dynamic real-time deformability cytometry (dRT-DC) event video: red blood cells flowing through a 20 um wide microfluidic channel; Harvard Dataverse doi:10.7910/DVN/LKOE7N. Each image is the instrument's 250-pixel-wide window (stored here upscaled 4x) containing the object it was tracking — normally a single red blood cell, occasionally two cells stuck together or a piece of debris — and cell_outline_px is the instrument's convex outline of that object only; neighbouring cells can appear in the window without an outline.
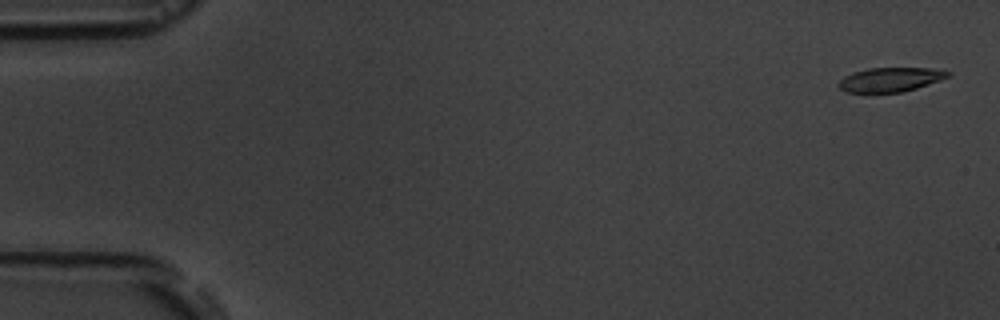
{"species": "common noctule bat (a hibernating species)", "species_latin": "Nyctalus noctula", "temperature_condition": "room temperature", "stored_images_in_passage": 5, "camera_frame_rate_fps": 3000, "um_per_image_px": 0.085, "animal": {"sex": "male", "body_mass_g": 19.5, "forearm_length_mm": 54.6}, "frame": {"image": 1, "passage_image": 1, "time_ms": 0.0, "image_size_px": [1000, 320], "cell_outline_px": [[952, 76], [916, 88], [900, 92], [848, 92], [840, 88], [836, 84], [844, 76], [852, 72], [868, 68], [928, 68], [952, 72]], "centroid_in_image_um": [75.68, 6.75], "position_along_channel_um": 9.3, "area_um2": 15.37}}
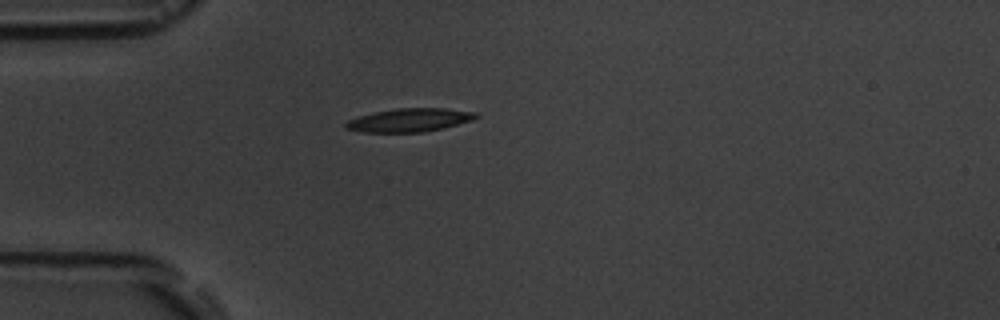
{"frame": {"image": 2, "passage_image": 5, "time_ms": 4.667, "image_size_px": [1000, 320], "cell_outline_px": [[480, 116], [472, 120], [444, 128], [424, 132], [364, 132], [344, 128], [344, 124], [348, 120], [372, 112], [396, 108], [444, 108], [476, 112]], "centroid_in_image_um": [34.81, 10.2], "position_along_channel_um": 50.2, "area_um2": 17.8}}